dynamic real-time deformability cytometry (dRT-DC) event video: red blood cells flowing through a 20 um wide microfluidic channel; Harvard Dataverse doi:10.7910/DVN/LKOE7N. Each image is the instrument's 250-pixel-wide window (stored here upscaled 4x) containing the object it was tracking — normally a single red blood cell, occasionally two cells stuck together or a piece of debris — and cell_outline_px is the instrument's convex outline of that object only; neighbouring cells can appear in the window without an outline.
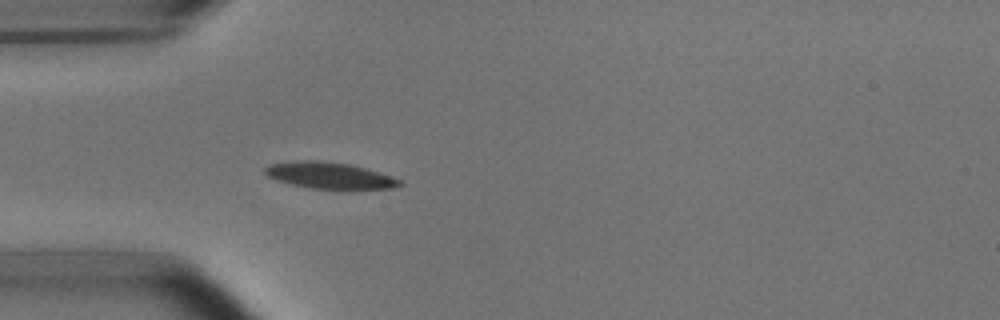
{"species": "common noctule bat (a hibernating species)", "species_latin": "Nyctalus noctula", "temperature_condition": "room temperature", "stored_images_in_passage": 39, "camera_frame_rate_fps": 3000, "um_per_image_px": 0.085, "animal": {"sex": "male", "body_mass_g": 15.6}, "frame": {"image": 1, "passage_image": 1, "time_ms": 0.0, "image_size_px": [1000, 320], "cell_outline_px": [[404, 184], [392, 188], [348, 192], [308, 188], [276, 180], [268, 176], [264, 172], [264, 168], [268, 164], [292, 160], [320, 160], [348, 164], [364, 168], [400, 180]], "centroid_in_image_um": [28.0, 14.96], "position_along_channel_um": 57.0, "area_um2": 21.56}}
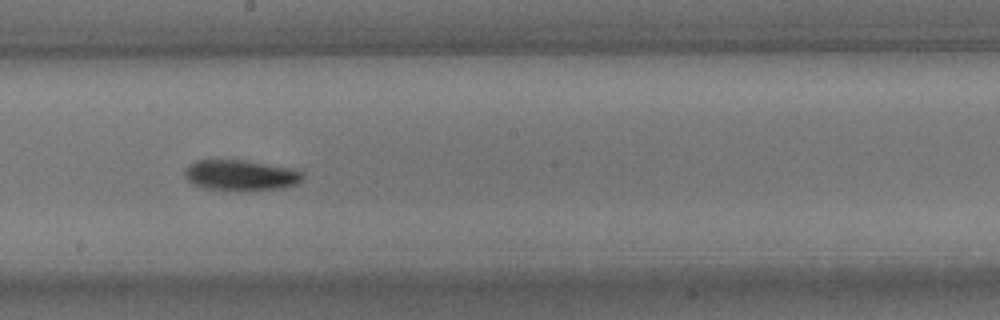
{"frame": {"image": 2, "passage_image": 15, "time_ms": 4.667, "image_size_px": [1000, 320], "cell_outline_px": [[304, 180], [296, 184], [284, 188], [200, 188], [192, 184], [184, 176], [184, 168], [188, 164], [196, 160], [244, 160], [288, 168], [304, 172]], "centroid_in_image_um": [20.42, 14.86], "position_along_channel_um": 227.8, "area_um2": 20.46}}
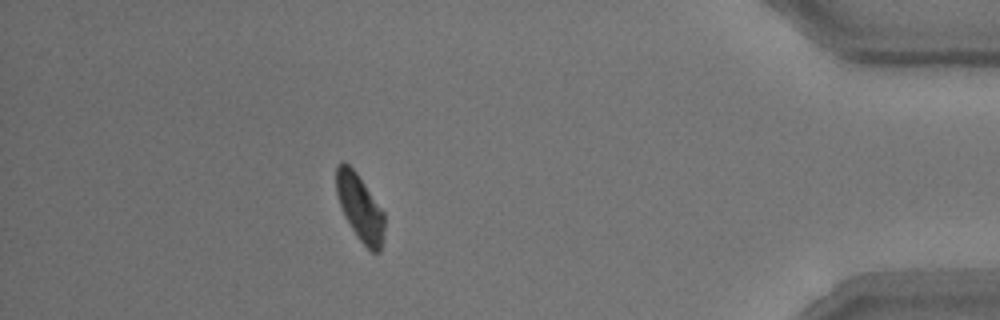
{"frame": {"image": 3, "passage_image": 33, "time_ms": 10.667, "image_size_px": [1000, 320], "cell_outline_px": [[384, 240], [380, 252], [372, 252], [360, 240], [344, 216], [336, 192], [336, 164], [340, 160], [344, 160], [356, 172], [384, 212]], "centroid_in_image_um": [30.59, 17.62], "position_along_channel_um": 404.6, "area_um2": 18.61}, "authors_computed_cell_mechanics": {"area_um2": 20.23, "velocity_mm_per_s": 3.7393, "shape_relaxation_time_tau1_ms": 2.1476, "shape_relaxation_time_tau2_ms": null, "deformation_change_tau1": 0.1105, "deformation_change_tau2": null}}